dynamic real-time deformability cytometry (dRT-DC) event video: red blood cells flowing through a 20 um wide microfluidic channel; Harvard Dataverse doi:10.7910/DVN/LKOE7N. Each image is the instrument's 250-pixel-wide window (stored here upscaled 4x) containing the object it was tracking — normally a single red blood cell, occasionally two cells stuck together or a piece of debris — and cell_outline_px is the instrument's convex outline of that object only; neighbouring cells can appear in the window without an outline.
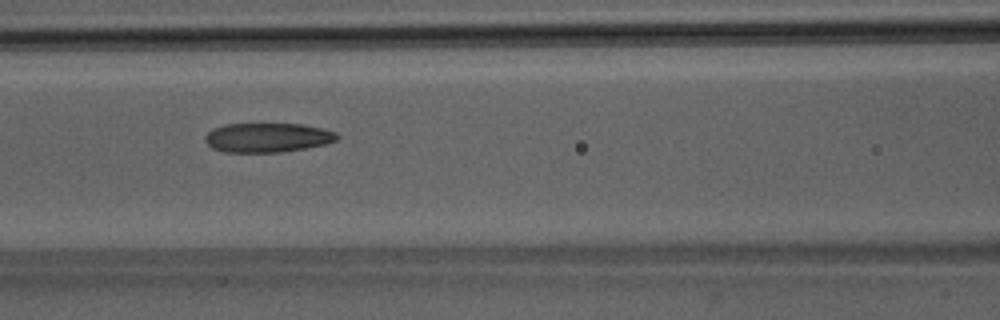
{"species": "Egyptian fruit bat (a non-hibernating species)", "species_latin": "Rousettus aegyptiacus", "temperature_condition": "room temperature", "stored_images_in_passage": 51, "camera_frame_rate_fps": 3000, "um_per_image_px": 0.085, "animal": {"sex": "male"}, "frame": {"image": 1, "passage_image": 23, "time_ms": 7.333, "image_size_px": [1000, 320], "cell_outline_px": [[340, 140], [324, 144], [304, 148], [280, 152], [224, 152], [212, 148], [204, 140], [204, 136], [212, 128], [224, 124], [300, 124], [320, 128], [336, 132], [340, 136]], "centroid_in_image_um": [22.72, 11.69], "position_along_channel_um": 143.9, "area_um2": 22.6}}
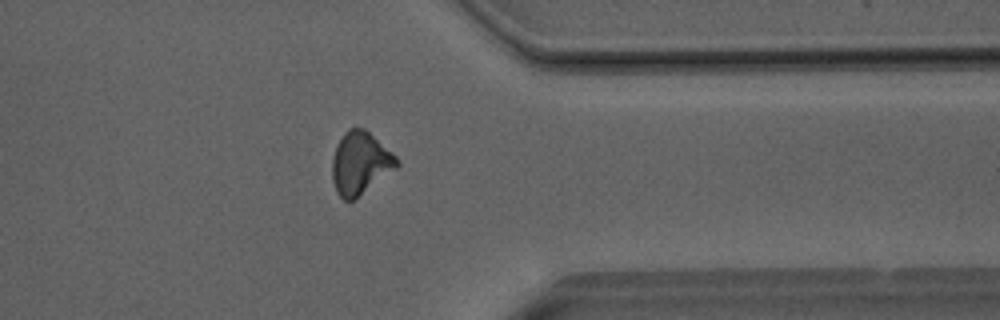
{"frame": {"image": 2, "passage_image": 41, "time_ms": 13.333, "image_size_px": [1000, 320], "cell_outline_px": [[400, 164], [396, 168], [352, 200], [344, 200], [336, 192], [332, 180], [332, 160], [336, 148], [344, 132], [348, 128], [364, 128], [392, 152], [400, 160]], "centroid_in_image_um": [30.61, 13.85], "position_along_channel_um": 380.8, "area_um2": 23.12}}
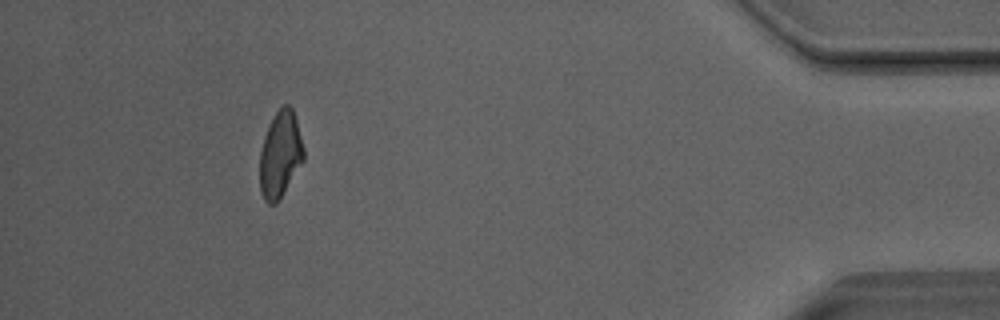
{"frame": {"image": 3, "passage_image": 47, "time_ms": 15.333, "image_size_px": [1000, 320], "cell_outline_px": [[304, 160], [276, 204], [268, 204], [264, 200], [260, 192], [260, 152], [264, 136], [280, 104], [288, 104], [292, 108], [296, 120], [304, 148]], "centroid_in_image_um": [23.81, 13.13], "position_along_channel_um": 411.4, "area_um2": 21.96}, "authors_computed_cell_mechanics": {"area_um2": 23.1778, "velocity_mm_per_s": 4.0794, "shape_relaxation_time_tau1_ms": null, "shape_relaxation_time_tau2_ms": 1.8068, "deformation_change_tau1": null, "deformation_change_tau2": 0.1003}}